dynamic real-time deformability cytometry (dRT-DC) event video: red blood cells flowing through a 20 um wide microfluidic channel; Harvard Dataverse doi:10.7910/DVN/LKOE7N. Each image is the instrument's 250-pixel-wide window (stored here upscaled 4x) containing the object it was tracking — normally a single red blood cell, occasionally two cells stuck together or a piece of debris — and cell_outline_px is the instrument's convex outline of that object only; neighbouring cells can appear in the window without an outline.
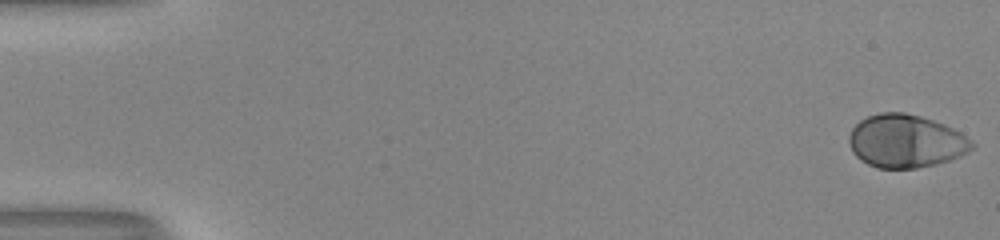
{"species": "human", "species_latin": "Homo sapiens", "temperature_condition": "room temperature", "stored_images_in_passage": 53, "camera_frame_rate_fps": 3000, "um_per_image_px": 0.085, "donor": {"sex": "male"}, "frame": {"image": 1, "passage_image": 1, "time_ms": 0.0, "image_size_px": [1000, 240], "cell_outline_px": [[976, 144], [968, 152], [960, 156], [936, 164], [916, 168], [876, 168], [860, 160], [852, 152], [848, 140], [848, 136], [852, 128], [860, 120], [868, 116], [880, 112], [904, 112], [920, 116], [944, 124], [960, 132], [972, 140]], "centroid_in_image_um": [76.98, 12.0], "position_along_channel_um": 8.0, "area_um2": 38.15}}
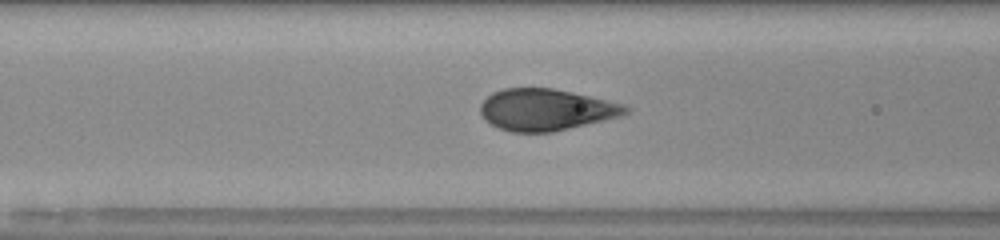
{"frame": {"image": 2, "passage_image": 23, "time_ms": 7.333, "image_size_px": [1000, 240], "cell_outline_px": [[632, 108], [628, 112], [620, 116], [604, 120], [552, 132], [512, 132], [500, 128], [484, 120], [480, 112], [480, 104], [492, 92], [504, 88], [552, 88], [572, 92], [628, 104]], "centroid_in_image_um": [46.43, 9.31], "position_along_channel_um": 120.2, "area_um2": 35.32}}
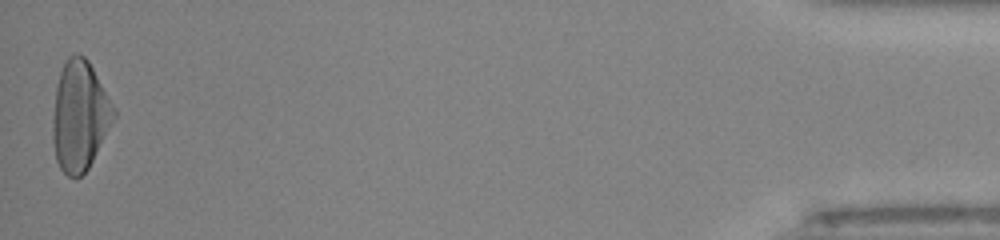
{"frame": {"image": 3, "passage_image": 53, "time_ms": 17.333, "image_size_px": [1000, 240], "cell_outline_px": [[116, 116], [88, 168], [80, 176], [68, 176], [60, 168], [56, 160], [52, 140], [52, 120], [56, 88], [60, 72], [64, 60], [68, 56], [76, 52], [84, 56], [88, 60], [116, 108]], "centroid_in_image_um": [6.77, 9.81], "position_along_channel_um": 428.4, "area_um2": 39.13}, "authors_computed_cell_mechanics": {"area_um2": 36.703, "velocity_mm_per_s": 4.0095, "shape_relaxation_time_tau1_ms": 4.1958, "shape_relaxation_time_tau2_ms": null, "deformation_change_tau1": 0.2267, "deformation_change_tau2": null}}